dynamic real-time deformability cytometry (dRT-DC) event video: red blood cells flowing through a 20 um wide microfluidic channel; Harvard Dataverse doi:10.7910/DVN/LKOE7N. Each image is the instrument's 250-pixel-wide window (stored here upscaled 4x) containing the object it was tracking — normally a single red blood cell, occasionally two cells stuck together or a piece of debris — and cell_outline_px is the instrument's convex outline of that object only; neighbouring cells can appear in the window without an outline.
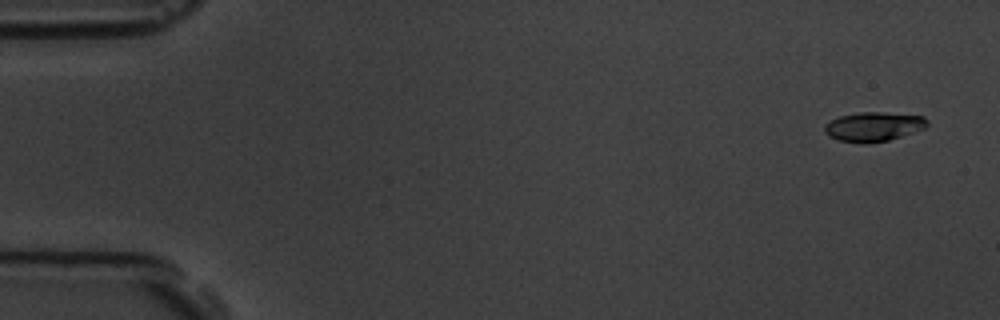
{"species": "common noctule bat (a hibernating species)", "species_latin": "Nyctalus noctula", "temperature_condition": "room temperature", "stored_images_in_passage": 7, "camera_frame_rate_fps": 3000, "um_per_image_px": 0.085, "animal": {"sex": "male", "body_mass_g": 19.5, "forearm_length_mm": 54.6}, "frame": {"image": 1, "passage_image": 1, "time_ms": 0.0, "image_size_px": [1000, 320], "cell_outline_px": [[928, 124], [924, 128], [888, 140], [864, 144], [860, 144], [836, 140], [828, 136], [824, 132], [824, 124], [840, 116], [856, 112], [884, 112], [924, 116], [928, 120]], "centroid_in_image_um": [74.2, 10.77], "position_along_channel_um": 10.8, "area_um2": 17.69}}
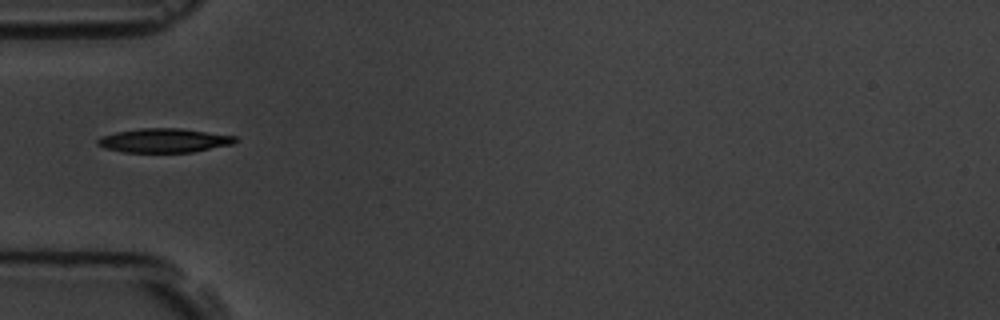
{"frame": {"image": 2, "passage_image": 5, "time_ms": 5.333, "image_size_px": [1000, 320], "cell_outline_px": [[236, 140], [232, 144], [192, 152], [124, 152], [104, 148], [96, 144], [96, 140], [100, 136], [116, 132], [140, 128], [180, 128], [236, 136]], "centroid_in_image_um": [13.89, 11.94], "position_along_channel_um": 71.1, "area_um2": 19.25}}
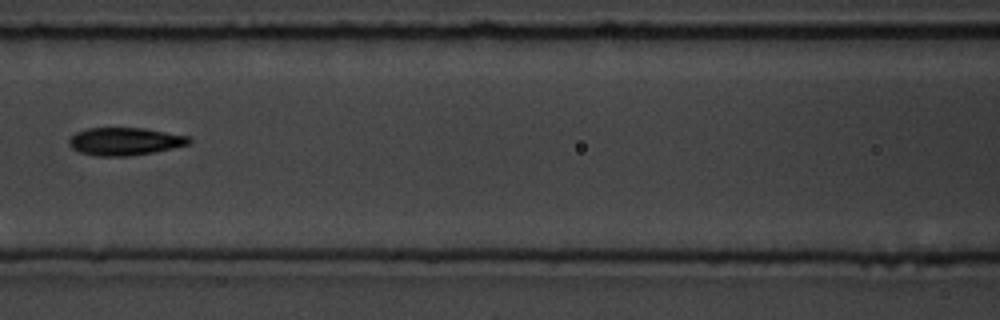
{"frame": {"image": 3, "passage_image": 7, "time_ms": 7.667, "image_size_px": [1000, 320], "cell_outline_px": [[192, 140], [188, 144], [172, 148], [132, 156], [96, 156], [80, 152], [72, 148], [68, 144], [68, 140], [76, 132], [88, 128], [144, 128], [192, 136]], "centroid_in_image_um": [10.63, 12.01], "position_along_channel_um": 156.0, "area_um2": 19.48}}